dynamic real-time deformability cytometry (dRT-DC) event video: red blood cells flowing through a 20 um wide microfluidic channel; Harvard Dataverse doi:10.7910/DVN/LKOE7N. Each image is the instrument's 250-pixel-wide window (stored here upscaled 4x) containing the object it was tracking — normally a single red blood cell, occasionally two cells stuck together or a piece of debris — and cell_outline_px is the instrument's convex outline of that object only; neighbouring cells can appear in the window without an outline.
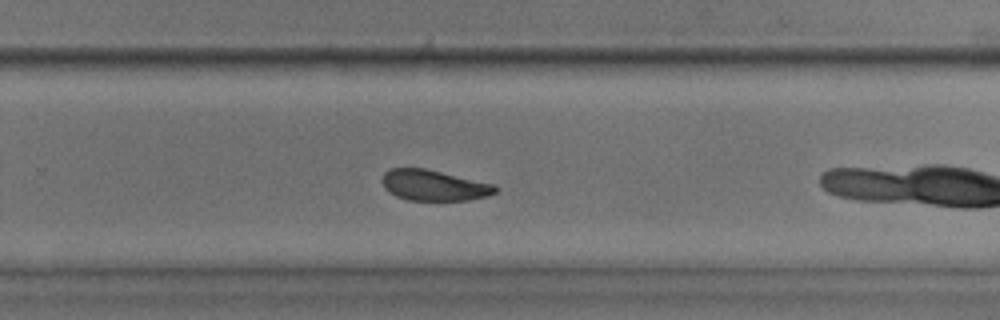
{"species": "common noctule bat (a hibernating species)", "species_latin": "Nyctalus noctula", "temperature_condition": "room temperature", "stored_images_in_passage": 23, "camera_frame_rate_fps": 3000, "um_per_image_px": 0.085, "animal": {"sex": "male", "body_mass_g": 17.9, "forearm_length_mm": 54.2}, "frame": {"image": 1, "passage_image": 19, "time_ms": 6.0, "image_size_px": [1000, 320], "cell_outline_px": [[500, 188], [496, 192], [488, 196], [468, 200], [408, 200], [396, 196], [384, 188], [380, 180], [384, 172], [388, 168], [424, 168], [492, 184]], "centroid_in_image_um": [36.83, 15.75], "position_along_channel_um": 293.0, "area_um2": 20.23}}
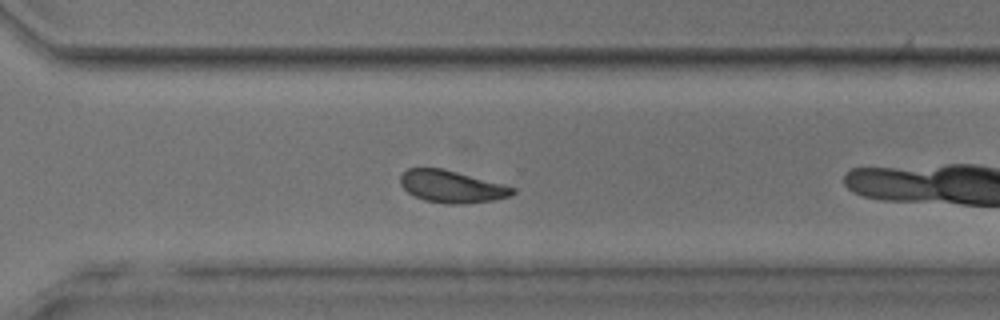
{"frame": {"image": 2, "passage_image": 22, "time_ms": 7.0, "image_size_px": [1000, 320], "cell_outline_px": [[516, 192], [512, 196], [492, 200], [464, 204], [444, 204], [424, 200], [408, 192], [400, 184], [400, 176], [408, 168], [440, 168], [456, 172], [516, 188]], "centroid_in_image_um": [38.39, 15.87], "position_along_channel_um": 332.2, "area_um2": 20.81}}